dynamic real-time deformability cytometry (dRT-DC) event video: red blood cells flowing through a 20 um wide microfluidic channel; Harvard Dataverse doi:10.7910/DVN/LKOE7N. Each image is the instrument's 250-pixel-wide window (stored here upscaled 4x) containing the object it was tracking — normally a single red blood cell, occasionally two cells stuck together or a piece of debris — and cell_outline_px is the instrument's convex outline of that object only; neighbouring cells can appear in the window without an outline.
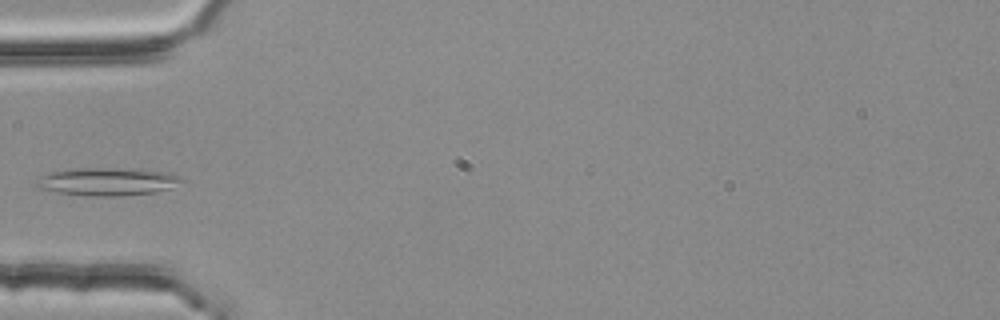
{"species": "common noctule bat (a hibernating species)", "species_latin": "Nyctalus noctula", "temperature_condition": "room temperature", "stored_images_in_passage": 4, "camera_frame_rate_fps": 3000, "um_per_image_px": 0.085, "animal": {"sex": "female", "body_mass_g": 25.1}, "frame": {"image": 1, "passage_image": 4, "time_ms": 1.0, "image_size_px": [1000, 320], "cell_outline_px": [[184, 180], [168, 188], [156, 192], [120, 196], [88, 196], [56, 192], [36, 188], [32, 184], [36, 180], [52, 172], [68, 168], [136, 168], [168, 172], [180, 176]], "centroid_in_image_um": [9.09, 15.43], "position_along_channel_um": 75.9, "area_um2": 23.87}}